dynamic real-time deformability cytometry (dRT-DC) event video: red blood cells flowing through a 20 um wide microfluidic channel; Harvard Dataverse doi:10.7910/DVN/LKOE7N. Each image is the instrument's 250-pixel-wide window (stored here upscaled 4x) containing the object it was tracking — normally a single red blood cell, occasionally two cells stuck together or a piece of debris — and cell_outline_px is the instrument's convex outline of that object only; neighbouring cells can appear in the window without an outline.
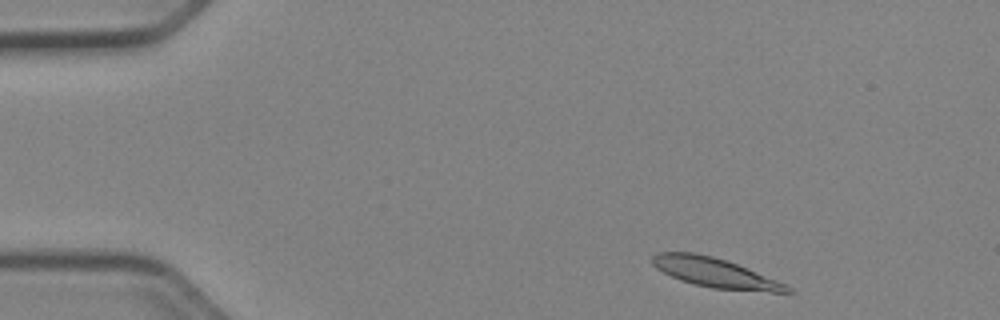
{"species": "Egyptian fruit bat (a non-hibernating species)", "species_latin": "Rousettus aegyptiacus", "temperature_condition": "cold", "stored_images_in_passage": 47, "camera_frame_rate_fps": 3000, "um_per_image_px": 0.085, "animal": {"sex": "female"}, "frame": {"image": 1, "passage_image": 2, "time_ms": 0.333, "image_size_px": [1000, 320], "cell_outline_px": [[792, 292], [772, 292], [712, 288], [692, 284], [680, 280], [656, 268], [652, 264], [652, 256], [656, 252], [696, 252], [712, 256], [736, 264], [788, 284], [792, 288]], "centroid_in_image_um": [60.77, 23.18], "position_along_channel_um": 24.2, "area_um2": 23.06}}
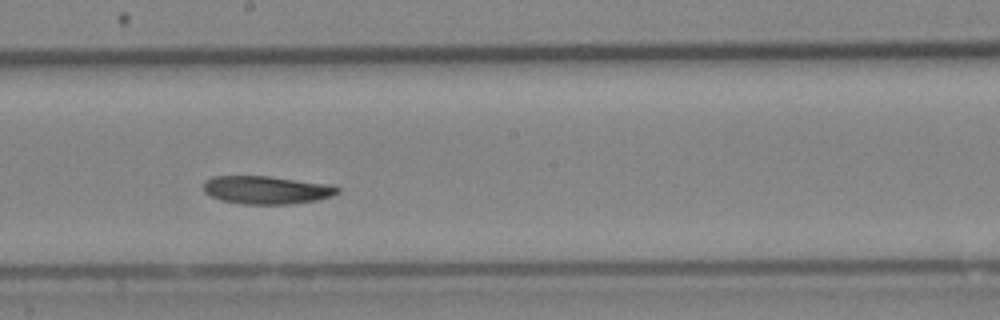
{"frame": {"image": 2, "passage_image": 24, "time_ms": 7.667, "image_size_px": [1000, 320], "cell_outline_px": [[340, 192], [332, 196], [316, 200], [292, 204], [244, 204], [220, 200], [204, 192], [204, 180], [212, 176], [268, 176], [332, 184], [340, 188]], "centroid_in_image_um": [22.68, 16.14], "position_along_channel_um": 225.5, "area_um2": 22.08}}
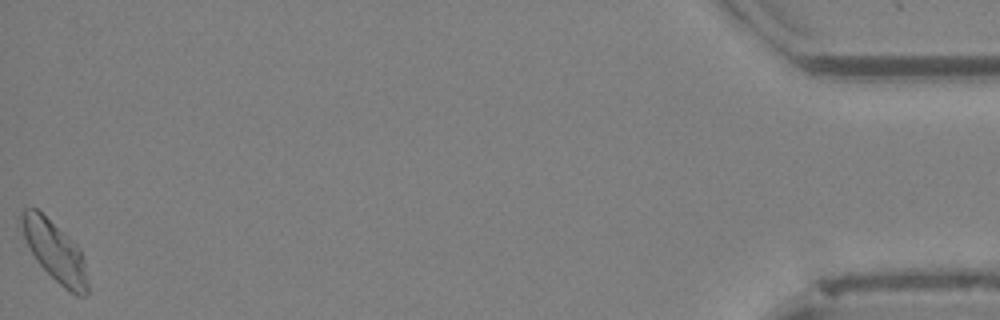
{"frame": {"image": 3, "passage_image": 47, "time_ms": 15.333, "image_size_px": [1000, 320], "cell_outline_px": [[88, 292], [84, 296], [76, 296], [64, 288], [36, 260], [28, 248], [16, 220], [20, 212], [24, 208], [36, 208], [68, 236], [80, 248], [84, 260], [88, 284]], "centroid_in_image_um": [4.6, 21.32], "position_along_channel_um": 430.6, "area_um2": 23.47}, "authors_computed_cell_mechanics": {"area_um2": 22.5998, "velocity_mm_per_s": 3.8846, "shape_relaxation_time_tau1_ms": 8.8184, "shape_relaxation_time_tau2_ms": 5.7633, "deformation_change_tau1": 0.1628, "deformation_change_tau2": 0.0896}}